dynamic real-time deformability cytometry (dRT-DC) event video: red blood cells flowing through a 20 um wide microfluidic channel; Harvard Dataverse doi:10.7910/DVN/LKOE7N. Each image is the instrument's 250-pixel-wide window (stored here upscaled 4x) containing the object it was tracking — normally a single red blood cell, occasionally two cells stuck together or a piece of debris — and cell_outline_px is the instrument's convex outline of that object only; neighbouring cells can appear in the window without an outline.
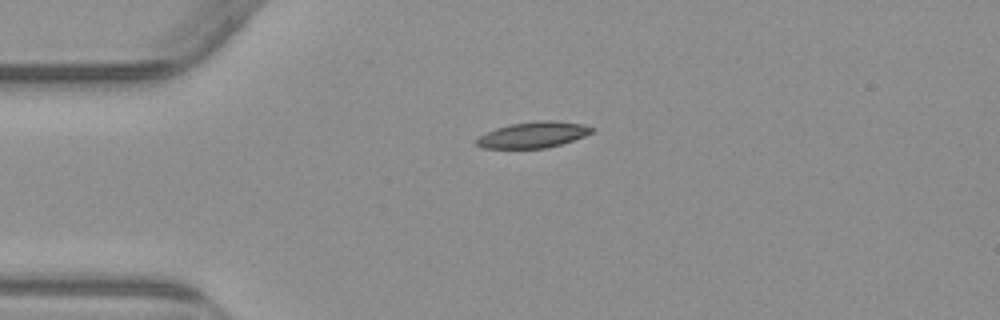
{"species": "common noctule bat (a hibernating species)", "species_latin": "Nyctalus noctula", "temperature_condition": "warm", "stored_images_in_passage": 2, "camera_frame_rate_fps": 3000, "um_per_image_px": 0.085, "animal": {"sex": "male", "body_mass_g": 23.1, "forearm_length_mm": 52.7}, "frame": {"image": 1, "passage_image": 1, "time_ms": 0.0, "image_size_px": [1000, 320], "cell_outline_px": [[596, 128], [592, 132], [584, 136], [560, 144], [544, 148], [484, 148], [476, 144], [476, 140], [480, 136], [496, 128], [512, 124], [536, 120], [552, 120], [584, 124]], "centroid_in_image_um": [45.35, 11.44], "position_along_channel_um": 39.6, "area_um2": 17.28}}